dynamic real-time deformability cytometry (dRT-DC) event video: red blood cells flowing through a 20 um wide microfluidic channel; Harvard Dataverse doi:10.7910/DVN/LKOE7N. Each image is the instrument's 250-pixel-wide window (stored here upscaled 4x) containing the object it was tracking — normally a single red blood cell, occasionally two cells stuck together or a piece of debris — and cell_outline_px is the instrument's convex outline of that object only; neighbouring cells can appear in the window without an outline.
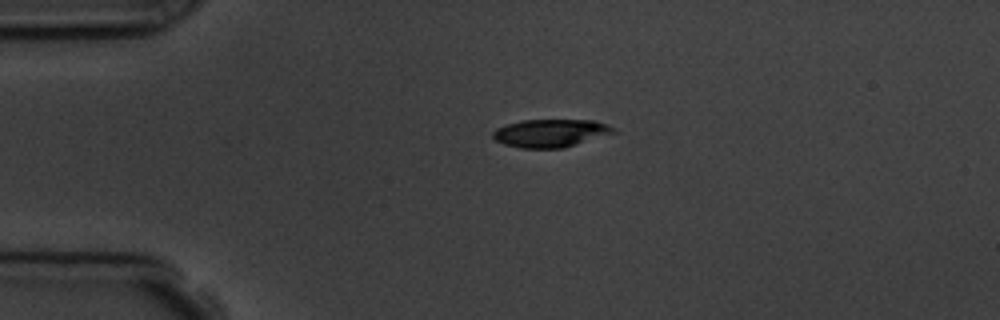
{"species": "common noctule bat (a hibernating species)", "species_latin": "Nyctalus noctula", "temperature_condition": "room temperature", "stored_images_in_passage": 2, "camera_frame_rate_fps": 3000, "um_per_image_px": 0.085, "animal": {"sex": "male", "body_mass_g": 19.5, "forearm_length_mm": 54.6}, "frame": {"image": 1, "passage_image": 1, "time_ms": 0.0, "image_size_px": [1000, 320], "cell_outline_px": [[616, 132], [564, 148], [520, 148], [504, 144], [496, 140], [492, 136], [492, 132], [496, 128], [508, 124], [524, 120], [596, 120], [608, 124], [616, 128]], "centroid_in_image_um": [46.82, 11.31], "position_along_channel_um": 38.2, "area_um2": 19.65}}